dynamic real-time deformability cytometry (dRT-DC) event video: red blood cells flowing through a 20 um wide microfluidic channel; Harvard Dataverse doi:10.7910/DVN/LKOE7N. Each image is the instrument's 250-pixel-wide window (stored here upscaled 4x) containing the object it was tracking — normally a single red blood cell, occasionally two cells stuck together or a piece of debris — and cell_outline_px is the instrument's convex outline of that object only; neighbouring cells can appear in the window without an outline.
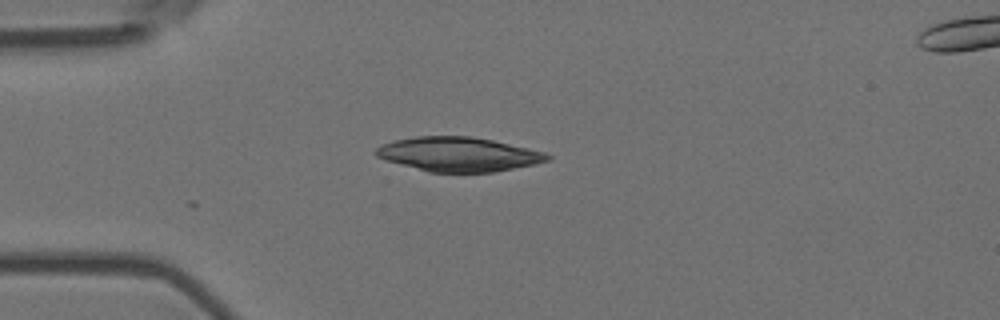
{"species": "Egyptian fruit bat (a non-hibernating species)", "species_latin": "Rousettus aegyptiacus", "temperature_condition": "room temperature", "stored_images_in_passage": 10, "camera_frame_rate_fps": 3000, "um_per_image_px": 0.085, "animal": {"sex": "female"}, "frame": {"image": 1, "passage_image": 1, "time_ms": 0.0, "image_size_px": [1000, 320], "cell_outline_px": [[552, 156], [548, 160], [536, 164], [492, 172], [428, 172], [388, 160], [376, 156], [372, 152], [376, 148], [384, 144], [396, 140], [416, 136], [472, 136], [492, 140], [528, 148], [544, 152]], "centroid_in_image_um": [38.98, 13.11], "position_along_channel_um": 46.0, "area_um2": 33.99}}